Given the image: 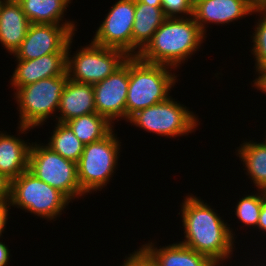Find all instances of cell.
<instances>
[{
    "label": "cell",
    "mask_w": 266,
    "mask_h": 266,
    "mask_svg": "<svg viewBox=\"0 0 266 266\" xmlns=\"http://www.w3.org/2000/svg\"><path fill=\"white\" fill-rule=\"evenodd\" d=\"M55 125L52 136L46 145L65 159L77 163L81 158L85 144L75 136L66 123L57 122Z\"/></svg>",
    "instance_id": "603a6c76"
},
{
    "label": "cell",
    "mask_w": 266,
    "mask_h": 266,
    "mask_svg": "<svg viewBox=\"0 0 266 266\" xmlns=\"http://www.w3.org/2000/svg\"><path fill=\"white\" fill-rule=\"evenodd\" d=\"M65 123L85 145L102 140L114 130L113 124L97 112L75 117Z\"/></svg>",
    "instance_id": "7402d4cb"
},
{
    "label": "cell",
    "mask_w": 266,
    "mask_h": 266,
    "mask_svg": "<svg viewBox=\"0 0 266 266\" xmlns=\"http://www.w3.org/2000/svg\"><path fill=\"white\" fill-rule=\"evenodd\" d=\"M237 149L236 155L243 161L245 174L249 175L257 190L266 191V141H244Z\"/></svg>",
    "instance_id": "44dd1931"
},
{
    "label": "cell",
    "mask_w": 266,
    "mask_h": 266,
    "mask_svg": "<svg viewBox=\"0 0 266 266\" xmlns=\"http://www.w3.org/2000/svg\"><path fill=\"white\" fill-rule=\"evenodd\" d=\"M106 15L91 41L102 47L123 50L132 56L135 0L117 1Z\"/></svg>",
    "instance_id": "30bf717a"
},
{
    "label": "cell",
    "mask_w": 266,
    "mask_h": 266,
    "mask_svg": "<svg viewBox=\"0 0 266 266\" xmlns=\"http://www.w3.org/2000/svg\"><path fill=\"white\" fill-rule=\"evenodd\" d=\"M30 21L17 0H4L0 5V43L12 55L20 48Z\"/></svg>",
    "instance_id": "9a60e30c"
},
{
    "label": "cell",
    "mask_w": 266,
    "mask_h": 266,
    "mask_svg": "<svg viewBox=\"0 0 266 266\" xmlns=\"http://www.w3.org/2000/svg\"><path fill=\"white\" fill-rule=\"evenodd\" d=\"M170 69V70H169ZM174 68L148 63L138 56L129 57V85L126 99V121L141 109L167 100L177 75Z\"/></svg>",
    "instance_id": "3957f363"
},
{
    "label": "cell",
    "mask_w": 266,
    "mask_h": 266,
    "mask_svg": "<svg viewBox=\"0 0 266 266\" xmlns=\"http://www.w3.org/2000/svg\"><path fill=\"white\" fill-rule=\"evenodd\" d=\"M68 80L64 75L41 79L35 83L22 86L16 90L14 98L19 112V126L17 131L26 134L29 129L42 126L48 118L58 112L60 98Z\"/></svg>",
    "instance_id": "277c9868"
},
{
    "label": "cell",
    "mask_w": 266,
    "mask_h": 266,
    "mask_svg": "<svg viewBox=\"0 0 266 266\" xmlns=\"http://www.w3.org/2000/svg\"><path fill=\"white\" fill-rule=\"evenodd\" d=\"M266 200V191L258 190V193L246 195L239 199L234 211L240 222L245 226L257 228L262 203Z\"/></svg>",
    "instance_id": "cb8c5ba5"
},
{
    "label": "cell",
    "mask_w": 266,
    "mask_h": 266,
    "mask_svg": "<svg viewBox=\"0 0 266 266\" xmlns=\"http://www.w3.org/2000/svg\"><path fill=\"white\" fill-rule=\"evenodd\" d=\"M17 1L21 4L23 12L31 24L65 25L75 35V31H77V24L75 25L76 22L63 20L64 12L67 10V7L69 6L68 4L71 3V0Z\"/></svg>",
    "instance_id": "d6986e66"
},
{
    "label": "cell",
    "mask_w": 266,
    "mask_h": 266,
    "mask_svg": "<svg viewBox=\"0 0 266 266\" xmlns=\"http://www.w3.org/2000/svg\"><path fill=\"white\" fill-rule=\"evenodd\" d=\"M259 4L256 0H203L193 8L192 17L206 35L208 23L229 24L256 13Z\"/></svg>",
    "instance_id": "4fadbf2b"
},
{
    "label": "cell",
    "mask_w": 266,
    "mask_h": 266,
    "mask_svg": "<svg viewBox=\"0 0 266 266\" xmlns=\"http://www.w3.org/2000/svg\"><path fill=\"white\" fill-rule=\"evenodd\" d=\"M183 201L180 212L185 239L180 243L224 266V261L232 258L235 247L233 229L196 195H188Z\"/></svg>",
    "instance_id": "6da1fadb"
},
{
    "label": "cell",
    "mask_w": 266,
    "mask_h": 266,
    "mask_svg": "<svg viewBox=\"0 0 266 266\" xmlns=\"http://www.w3.org/2000/svg\"><path fill=\"white\" fill-rule=\"evenodd\" d=\"M255 72H257V77L255 78V80H253V86H255V88L257 90H261V92L265 93L266 95V66H262L259 68H255Z\"/></svg>",
    "instance_id": "f1b7e54d"
},
{
    "label": "cell",
    "mask_w": 266,
    "mask_h": 266,
    "mask_svg": "<svg viewBox=\"0 0 266 266\" xmlns=\"http://www.w3.org/2000/svg\"><path fill=\"white\" fill-rule=\"evenodd\" d=\"M66 65L67 54H47L33 60H17L10 85L17 90L41 79L64 75Z\"/></svg>",
    "instance_id": "5bb4252c"
},
{
    "label": "cell",
    "mask_w": 266,
    "mask_h": 266,
    "mask_svg": "<svg viewBox=\"0 0 266 266\" xmlns=\"http://www.w3.org/2000/svg\"><path fill=\"white\" fill-rule=\"evenodd\" d=\"M111 131L102 140L86 144L77 162L81 190L88 195L105 188L117 169L121 142Z\"/></svg>",
    "instance_id": "5b68a950"
},
{
    "label": "cell",
    "mask_w": 266,
    "mask_h": 266,
    "mask_svg": "<svg viewBox=\"0 0 266 266\" xmlns=\"http://www.w3.org/2000/svg\"><path fill=\"white\" fill-rule=\"evenodd\" d=\"M128 85L129 58L107 78L93 84L96 112L113 125L115 120H126Z\"/></svg>",
    "instance_id": "7c38bea8"
},
{
    "label": "cell",
    "mask_w": 266,
    "mask_h": 266,
    "mask_svg": "<svg viewBox=\"0 0 266 266\" xmlns=\"http://www.w3.org/2000/svg\"><path fill=\"white\" fill-rule=\"evenodd\" d=\"M161 8L166 18H184L193 15V8L187 0H161Z\"/></svg>",
    "instance_id": "484cf974"
},
{
    "label": "cell",
    "mask_w": 266,
    "mask_h": 266,
    "mask_svg": "<svg viewBox=\"0 0 266 266\" xmlns=\"http://www.w3.org/2000/svg\"><path fill=\"white\" fill-rule=\"evenodd\" d=\"M11 206L40 218L56 220L70 200L59 190L43 182L29 170L12 180Z\"/></svg>",
    "instance_id": "8992f818"
},
{
    "label": "cell",
    "mask_w": 266,
    "mask_h": 266,
    "mask_svg": "<svg viewBox=\"0 0 266 266\" xmlns=\"http://www.w3.org/2000/svg\"><path fill=\"white\" fill-rule=\"evenodd\" d=\"M12 180L5 174L0 173V201L11 200Z\"/></svg>",
    "instance_id": "83f0119b"
},
{
    "label": "cell",
    "mask_w": 266,
    "mask_h": 266,
    "mask_svg": "<svg viewBox=\"0 0 266 266\" xmlns=\"http://www.w3.org/2000/svg\"><path fill=\"white\" fill-rule=\"evenodd\" d=\"M205 36L192 16L166 18L137 56L148 63L177 69L199 51Z\"/></svg>",
    "instance_id": "7a4b0ae2"
},
{
    "label": "cell",
    "mask_w": 266,
    "mask_h": 266,
    "mask_svg": "<svg viewBox=\"0 0 266 266\" xmlns=\"http://www.w3.org/2000/svg\"><path fill=\"white\" fill-rule=\"evenodd\" d=\"M73 36L65 25L30 24L13 56L16 60H33L47 54H67V45Z\"/></svg>",
    "instance_id": "8fae6325"
},
{
    "label": "cell",
    "mask_w": 266,
    "mask_h": 266,
    "mask_svg": "<svg viewBox=\"0 0 266 266\" xmlns=\"http://www.w3.org/2000/svg\"><path fill=\"white\" fill-rule=\"evenodd\" d=\"M257 227L259 231L261 230L266 232V200L262 203V208L260 211Z\"/></svg>",
    "instance_id": "1f68e13d"
},
{
    "label": "cell",
    "mask_w": 266,
    "mask_h": 266,
    "mask_svg": "<svg viewBox=\"0 0 266 266\" xmlns=\"http://www.w3.org/2000/svg\"><path fill=\"white\" fill-rule=\"evenodd\" d=\"M28 170L37 178L63 193L71 202L85 196L77 175V163L65 159L43 143L32 142Z\"/></svg>",
    "instance_id": "ba28073f"
},
{
    "label": "cell",
    "mask_w": 266,
    "mask_h": 266,
    "mask_svg": "<svg viewBox=\"0 0 266 266\" xmlns=\"http://www.w3.org/2000/svg\"><path fill=\"white\" fill-rule=\"evenodd\" d=\"M260 4H266V0H256Z\"/></svg>",
    "instance_id": "e575fe53"
},
{
    "label": "cell",
    "mask_w": 266,
    "mask_h": 266,
    "mask_svg": "<svg viewBox=\"0 0 266 266\" xmlns=\"http://www.w3.org/2000/svg\"><path fill=\"white\" fill-rule=\"evenodd\" d=\"M128 255L120 266H157L155 260L143 246Z\"/></svg>",
    "instance_id": "4316f807"
},
{
    "label": "cell",
    "mask_w": 266,
    "mask_h": 266,
    "mask_svg": "<svg viewBox=\"0 0 266 266\" xmlns=\"http://www.w3.org/2000/svg\"><path fill=\"white\" fill-rule=\"evenodd\" d=\"M256 13L261 17L255 24V28H253L255 32L251 35V38L253 37L251 53L255 57L254 66L259 68L266 66V4H259Z\"/></svg>",
    "instance_id": "d4e9b609"
},
{
    "label": "cell",
    "mask_w": 266,
    "mask_h": 266,
    "mask_svg": "<svg viewBox=\"0 0 266 266\" xmlns=\"http://www.w3.org/2000/svg\"><path fill=\"white\" fill-rule=\"evenodd\" d=\"M152 241L142 246L150 253L157 266H218L209 257L176 242L158 249Z\"/></svg>",
    "instance_id": "ac0fdd59"
},
{
    "label": "cell",
    "mask_w": 266,
    "mask_h": 266,
    "mask_svg": "<svg viewBox=\"0 0 266 266\" xmlns=\"http://www.w3.org/2000/svg\"><path fill=\"white\" fill-rule=\"evenodd\" d=\"M198 119L193 111L170 96L163 102L137 111L127 122L158 136L173 138L193 133L200 125Z\"/></svg>",
    "instance_id": "9c48e42d"
},
{
    "label": "cell",
    "mask_w": 266,
    "mask_h": 266,
    "mask_svg": "<svg viewBox=\"0 0 266 266\" xmlns=\"http://www.w3.org/2000/svg\"><path fill=\"white\" fill-rule=\"evenodd\" d=\"M203 0H187V2L190 4L192 8H194L197 4L202 2Z\"/></svg>",
    "instance_id": "836d02e7"
},
{
    "label": "cell",
    "mask_w": 266,
    "mask_h": 266,
    "mask_svg": "<svg viewBox=\"0 0 266 266\" xmlns=\"http://www.w3.org/2000/svg\"><path fill=\"white\" fill-rule=\"evenodd\" d=\"M141 3H145L153 7H161V0H139Z\"/></svg>",
    "instance_id": "d6a6232c"
},
{
    "label": "cell",
    "mask_w": 266,
    "mask_h": 266,
    "mask_svg": "<svg viewBox=\"0 0 266 266\" xmlns=\"http://www.w3.org/2000/svg\"><path fill=\"white\" fill-rule=\"evenodd\" d=\"M73 37L67 45L66 72L72 81L95 84L119 69L130 57L125 51L102 47L92 41L70 55ZM72 56V57H71Z\"/></svg>",
    "instance_id": "52a82bcc"
},
{
    "label": "cell",
    "mask_w": 266,
    "mask_h": 266,
    "mask_svg": "<svg viewBox=\"0 0 266 266\" xmlns=\"http://www.w3.org/2000/svg\"><path fill=\"white\" fill-rule=\"evenodd\" d=\"M11 207L10 201H0V238L3 236L4 229L6 227V223L9 220L8 213Z\"/></svg>",
    "instance_id": "f546056e"
},
{
    "label": "cell",
    "mask_w": 266,
    "mask_h": 266,
    "mask_svg": "<svg viewBox=\"0 0 266 266\" xmlns=\"http://www.w3.org/2000/svg\"><path fill=\"white\" fill-rule=\"evenodd\" d=\"M165 20L166 16L161 7L149 6L141 3L139 0H135V20L132 28V56L139 54Z\"/></svg>",
    "instance_id": "ffe728a7"
},
{
    "label": "cell",
    "mask_w": 266,
    "mask_h": 266,
    "mask_svg": "<svg viewBox=\"0 0 266 266\" xmlns=\"http://www.w3.org/2000/svg\"><path fill=\"white\" fill-rule=\"evenodd\" d=\"M31 144L0 131V173L13 180L28 170Z\"/></svg>",
    "instance_id": "e0dca14e"
},
{
    "label": "cell",
    "mask_w": 266,
    "mask_h": 266,
    "mask_svg": "<svg viewBox=\"0 0 266 266\" xmlns=\"http://www.w3.org/2000/svg\"><path fill=\"white\" fill-rule=\"evenodd\" d=\"M95 112L93 85L75 82L68 78L60 98L59 116H56V122L65 123L75 117Z\"/></svg>",
    "instance_id": "2e32d148"
},
{
    "label": "cell",
    "mask_w": 266,
    "mask_h": 266,
    "mask_svg": "<svg viewBox=\"0 0 266 266\" xmlns=\"http://www.w3.org/2000/svg\"><path fill=\"white\" fill-rule=\"evenodd\" d=\"M10 256V249L0 240V266H7Z\"/></svg>",
    "instance_id": "4dcf8cb0"
}]
</instances>
